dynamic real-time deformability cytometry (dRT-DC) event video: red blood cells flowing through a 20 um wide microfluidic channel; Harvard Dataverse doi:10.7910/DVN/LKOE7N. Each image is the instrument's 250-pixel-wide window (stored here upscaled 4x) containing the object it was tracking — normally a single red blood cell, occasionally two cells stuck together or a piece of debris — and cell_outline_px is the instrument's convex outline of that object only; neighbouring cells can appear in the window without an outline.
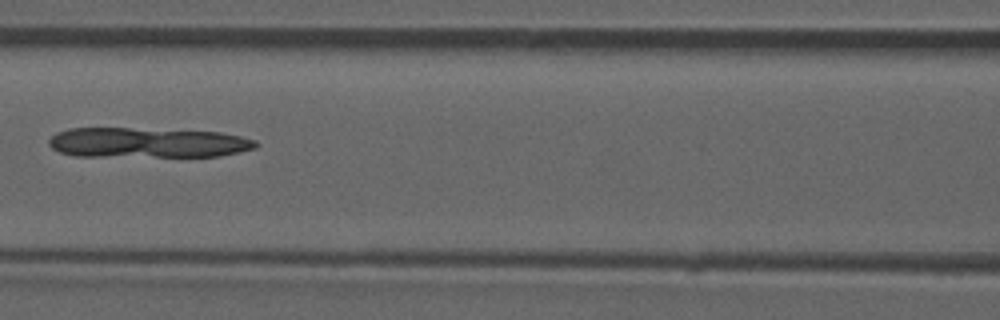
{"species": "common noctule bat (a hibernating species)", "species_latin": "Nyctalus noctula", "temperature_condition": "room temperature", "stored_images_in_passage": 6, "camera_frame_rate_fps": 3000, "um_per_image_px": 0.085, "animal": {"sex": "male", "forearm_length_mm": 52.5}, "frame": {"image": 1, "passage_image": 6, "time_ms": 6.667, "image_size_px": [1000, 320], "cell_outline_px": [[260, 144], [256, 148], [220, 156], [76, 156], [60, 152], [52, 148], [48, 144], [48, 140], [56, 132], [68, 128], [128, 128], [220, 132], [240, 136], [256, 140]], "centroid_in_image_um": [12.53, 12.12], "position_along_channel_um": 154.1, "area_um2": 36.3}}